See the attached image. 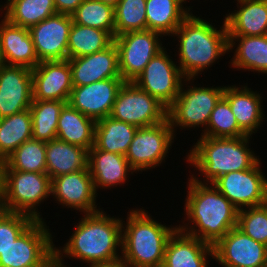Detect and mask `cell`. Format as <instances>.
<instances>
[{
	"label": "cell",
	"mask_w": 267,
	"mask_h": 267,
	"mask_svg": "<svg viewBox=\"0 0 267 267\" xmlns=\"http://www.w3.org/2000/svg\"><path fill=\"white\" fill-rule=\"evenodd\" d=\"M73 23L107 31L115 37L114 8L97 0H84L71 14Z\"/></svg>",
	"instance_id": "obj_35"
},
{
	"label": "cell",
	"mask_w": 267,
	"mask_h": 267,
	"mask_svg": "<svg viewBox=\"0 0 267 267\" xmlns=\"http://www.w3.org/2000/svg\"><path fill=\"white\" fill-rule=\"evenodd\" d=\"M68 60L73 87L108 78H122L119 72L118 49L114 42L102 51Z\"/></svg>",
	"instance_id": "obj_20"
},
{
	"label": "cell",
	"mask_w": 267,
	"mask_h": 267,
	"mask_svg": "<svg viewBox=\"0 0 267 267\" xmlns=\"http://www.w3.org/2000/svg\"><path fill=\"white\" fill-rule=\"evenodd\" d=\"M4 8L3 18L27 29L57 13L54 0H8Z\"/></svg>",
	"instance_id": "obj_32"
},
{
	"label": "cell",
	"mask_w": 267,
	"mask_h": 267,
	"mask_svg": "<svg viewBox=\"0 0 267 267\" xmlns=\"http://www.w3.org/2000/svg\"><path fill=\"white\" fill-rule=\"evenodd\" d=\"M71 15L56 13L30 27L39 61L67 60Z\"/></svg>",
	"instance_id": "obj_15"
},
{
	"label": "cell",
	"mask_w": 267,
	"mask_h": 267,
	"mask_svg": "<svg viewBox=\"0 0 267 267\" xmlns=\"http://www.w3.org/2000/svg\"><path fill=\"white\" fill-rule=\"evenodd\" d=\"M258 161L248 170L229 172L217 178L213 185L237 210L260 206L267 201V179Z\"/></svg>",
	"instance_id": "obj_13"
},
{
	"label": "cell",
	"mask_w": 267,
	"mask_h": 267,
	"mask_svg": "<svg viewBox=\"0 0 267 267\" xmlns=\"http://www.w3.org/2000/svg\"><path fill=\"white\" fill-rule=\"evenodd\" d=\"M239 41L231 64L234 68L267 74V35H228V51Z\"/></svg>",
	"instance_id": "obj_28"
},
{
	"label": "cell",
	"mask_w": 267,
	"mask_h": 267,
	"mask_svg": "<svg viewBox=\"0 0 267 267\" xmlns=\"http://www.w3.org/2000/svg\"><path fill=\"white\" fill-rule=\"evenodd\" d=\"M206 129V130H205ZM201 136L214 138H237L247 136L239 127L235 115L231 111L229 102L222 97L216 104Z\"/></svg>",
	"instance_id": "obj_37"
},
{
	"label": "cell",
	"mask_w": 267,
	"mask_h": 267,
	"mask_svg": "<svg viewBox=\"0 0 267 267\" xmlns=\"http://www.w3.org/2000/svg\"><path fill=\"white\" fill-rule=\"evenodd\" d=\"M128 216L126 229L122 226L121 259L130 267H162L167 241L178 227L158 223L144 209Z\"/></svg>",
	"instance_id": "obj_4"
},
{
	"label": "cell",
	"mask_w": 267,
	"mask_h": 267,
	"mask_svg": "<svg viewBox=\"0 0 267 267\" xmlns=\"http://www.w3.org/2000/svg\"><path fill=\"white\" fill-rule=\"evenodd\" d=\"M29 215L5 211L0 216V253H3L33 222Z\"/></svg>",
	"instance_id": "obj_40"
},
{
	"label": "cell",
	"mask_w": 267,
	"mask_h": 267,
	"mask_svg": "<svg viewBox=\"0 0 267 267\" xmlns=\"http://www.w3.org/2000/svg\"><path fill=\"white\" fill-rule=\"evenodd\" d=\"M32 100V70L0 62V118L29 109Z\"/></svg>",
	"instance_id": "obj_17"
},
{
	"label": "cell",
	"mask_w": 267,
	"mask_h": 267,
	"mask_svg": "<svg viewBox=\"0 0 267 267\" xmlns=\"http://www.w3.org/2000/svg\"><path fill=\"white\" fill-rule=\"evenodd\" d=\"M137 129L107 116L95 124L94 146L101 151L125 156Z\"/></svg>",
	"instance_id": "obj_29"
},
{
	"label": "cell",
	"mask_w": 267,
	"mask_h": 267,
	"mask_svg": "<svg viewBox=\"0 0 267 267\" xmlns=\"http://www.w3.org/2000/svg\"><path fill=\"white\" fill-rule=\"evenodd\" d=\"M165 49L150 60L133 83L168 108L178 96L182 81L192 78L182 75L179 66L173 63Z\"/></svg>",
	"instance_id": "obj_11"
},
{
	"label": "cell",
	"mask_w": 267,
	"mask_h": 267,
	"mask_svg": "<svg viewBox=\"0 0 267 267\" xmlns=\"http://www.w3.org/2000/svg\"><path fill=\"white\" fill-rule=\"evenodd\" d=\"M73 89L69 60L40 61L32 69L33 100L68 102Z\"/></svg>",
	"instance_id": "obj_18"
},
{
	"label": "cell",
	"mask_w": 267,
	"mask_h": 267,
	"mask_svg": "<svg viewBox=\"0 0 267 267\" xmlns=\"http://www.w3.org/2000/svg\"><path fill=\"white\" fill-rule=\"evenodd\" d=\"M123 78H108L73 87L68 103L95 122L110 115Z\"/></svg>",
	"instance_id": "obj_16"
},
{
	"label": "cell",
	"mask_w": 267,
	"mask_h": 267,
	"mask_svg": "<svg viewBox=\"0 0 267 267\" xmlns=\"http://www.w3.org/2000/svg\"><path fill=\"white\" fill-rule=\"evenodd\" d=\"M185 211L187 219L193 222L188 228L178 226L186 234L214 246L232 228L237 226V208L213 185L202 183L190 177ZM198 227V229H195ZM191 227V228H190Z\"/></svg>",
	"instance_id": "obj_1"
},
{
	"label": "cell",
	"mask_w": 267,
	"mask_h": 267,
	"mask_svg": "<svg viewBox=\"0 0 267 267\" xmlns=\"http://www.w3.org/2000/svg\"><path fill=\"white\" fill-rule=\"evenodd\" d=\"M256 93L247 86L240 89L234 85L226 86L223 94V97L229 102L239 127L250 136L257 131L256 128L261 127L260 124L265 116L261 107V94Z\"/></svg>",
	"instance_id": "obj_24"
},
{
	"label": "cell",
	"mask_w": 267,
	"mask_h": 267,
	"mask_svg": "<svg viewBox=\"0 0 267 267\" xmlns=\"http://www.w3.org/2000/svg\"><path fill=\"white\" fill-rule=\"evenodd\" d=\"M84 0H54L57 13L71 15Z\"/></svg>",
	"instance_id": "obj_41"
},
{
	"label": "cell",
	"mask_w": 267,
	"mask_h": 267,
	"mask_svg": "<svg viewBox=\"0 0 267 267\" xmlns=\"http://www.w3.org/2000/svg\"><path fill=\"white\" fill-rule=\"evenodd\" d=\"M113 42L114 38L107 31L73 23L68 39V59L102 51Z\"/></svg>",
	"instance_id": "obj_33"
},
{
	"label": "cell",
	"mask_w": 267,
	"mask_h": 267,
	"mask_svg": "<svg viewBox=\"0 0 267 267\" xmlns=\"http://www.w3.org/2000/svg\"><path fill=\"white\" fill-rule=\"evenodd\" d=\"M96 122L66 103L59 116L57 139L90 150L94 146Z\"/></svg>",
	"instance_id": "obj_27"
},
{
	"label": "cell",
	"mask_w": 267,
	"mask_h": 267,
	"mask_svg": "<svg viewBox=\"0 0 267 267\" xmlns=\"http://www.w3.org/2000/svg\"><path fill=\"white\" fill-rule=\"evenodd\" d=\"M122 226L121 219L106 216L102 210L86 213L62 253L87 261L90 267L121 260L116 251L122 246Z\"/></svg>",
	"instance_id": "obj_2"
},
{
	"label": "cell",
	"mask_w": 267,
	"mask_h": 267,
	"mask_svg": "<svg viewBox=\"0 0 267 267\" xmlns=\"http://www.w3.org/2000/svg\"><path fill=\"white\" fill-rule=\"evenodd\" d=\"M46 173L51 179L88 168L89 151L59 139L46 142Z\"/></svg>",
	"instance_id": "obj_26"
},
{
	"label": "cell",
	"mask_w": 267,
	"mask_h": 267,
	"mask_svg": "<svg viewBox=\"0 0 267 267\" xmlns=\"http://www.w3.org/2000/svg\"><path fill=\"white\" fill-rule=\"evenodd\" d=\"M250 135L237 138L201 136L190 150L187 161L204 174L210 185L229 172L248 170L259 158L250 151ZM248 143V144H247Z\"/></svg>",
	"instance_id": "obj_5"
},
{
	"label": "cell",
	"mask_w": 267,
	"mask_h": 267,
	"mask_svg": "<svg viewBox=\"0 0 267 267\" xmlns=\"http://www.w3.org/2000/svg\"><path fill=\"white\" fill-rule=\"evenodd\" d=\"M224 267H267V246L237 226L213 246V258Z\"/></svg>",
	"instance_id": "obj_14"
},
{
	"label": "cell",
	"mask_w": 267,
	"mask_h": 267,
	"mask_svg": "<svg viewBox=\"0 0 267 267\" xmlns=\"http://www.w3.org/2000/svg\"><path fill=\"white\" fill-rule=\"evenodd\" d=\"M240 9L225 17L228 35H267V0H237Z\"/></svg>",
	"instance_id": "obj_25"
},
{
	"label": "cell",
	"mask_w": 267,
	"mask_h": 267,
	"mask_svg": "<svg viewBox=\"0 0 267 267\" xmlns=\"http://www.w3.org/2000/svg\"><path fill=\"white\" fill-rule=\"evenodd\" d=\"M44 267H60L55 257H53Z\"/></svg>",
	"instance_id": "obj_45"
},
{
	"label": "cell",
	"mask_w": 267,
	"mask_h": 267,
	"mask_svg": "<svg viewBox=\"0 0 267 267\" xmlns=\"http://www.w3.org/2000/svg\"><path fill=\"white\" fill-rule=\"evenodd\" d=\"M6 211L4 206L3 187L0 181V216Z\"/></svg>",
	"instance_id": "obj_44"
},
{
	"label": "cell",
	"mask_w": 267,
	"mask_h": 267,
	"mask_svg": "<svg viewBox=\"0 0 267 267\" xmlns=\"http://www.w3.org/2000/svg\"><path fill=\"white\" fill-rule=\"evenodd\" d=\"M96 193L89 167L51 179V195L55 196L56 201L85 214L99 211L95 202Z\"/></svg>",
	"instance_id": "obj_19"
},
{
	"label": "cell",
	"mask_w": 267,
	"mask_h": 267,
	"mask_svg": "<svg viewBox=\"0 0 267 267\" xmlns=\"http://www.w3.org/2000/svg\"><path fill=\"white\" fill-rule=\"evenodd\" d=\"M46 142L29 139L20 145L4 162L23 172L46 173Z\"/></svg>",
	"instance_id": "obj_36"
},
{
	"label": "cell",
	"mask_w": 267,
	"mask_h": 267,
	"mask_svg": "<svg viewBox=\"0 0 267 267\" xmlns=\"http://www.w3.org/2000/svg\"><path fill=\"white\" fill-rule=\"evenodd\" d=\"M179 38V68L185 78H194L228 51L227 27L217 30L190 13L172 34Z\"/></svg>",
	"instance_id": "obj_3"
},
{
	"label": "cell",
	"mask_w": 267,
	"mask_h": 267,
	"mask_svg": "<svg viewBox=\"0 0 267 267\" xmlns=\"http://www.w3.org/2000/svg\"><path fill=\"white\" fill-rule=\"evenodd\" d=\"M109 116L141 128L165 121L167 108L133 82H124L118 90Z\"/></svg>",
	"instance_id": "obj_9"
},
{
	"label": "cell",
	"mask_w": 267,
	"mask_h": 267,
	"mask_svg": "<svg viewBox=\"0 0 267 267\" xmlns=\"http://www.w3.org/2000/svg\"><path fill=\"white\" fill-rule=\"evenodd\" d=\"M88 167L94 188H109L127 180V173L133 169L124 155L101 151L95 146L89 150Z\"/></svg>",
	"instance_id": "obj_23"
},
{
	"label": "cell",
	"mask_w": 267,
	"mask_h": 267,
	"mask_svg": "<svg viewBox=\"0 0 267 267\" xmlns=\"http://www.w3.org/2000/svg\"><path fill=\"white\" fill-rule=\"evenodd\" d=\"M68 102L56 100H32V138L49 142L57 138V126L60 112Z\"/></svg>",
	"instance_id": "obj_34"
},
{
	"label": "cell",
	"mask_w": 267,
	"mask_h": 267,
	"mask_svg": "<svg viewBox=\"0 0 267 267\" xmlns=\"http://www.w3.org/2000/svg\"><path fill=\"white\" fill-rule=\"evenodd\" d=\"M51 238L44 220H35L0 253V267H44L54 257Z\"/></svg>",
	"instance_id": "obj_7"
},
{
	"label": "cell",
	"mask_w": 267,
	"mask_h": 267,
	"mask_svg": "<svg viewBox=\"0 0 267 267\" xmlns=\"http://www.w3.org/2000/svg\"><path fill=\"white\" fill-rule=\"evenodd\" d=\"M168 119L152 126L138 128L125 154L133 171L159 166L174 139Z\"/></svg>",
	"instance_id": "obj_12"
},
{
	"label": "cell",
	"mask_w": 267,
	"mask_h": 267,
	"mask_svg": "<svg viewBox=\"0 0 267 267\" xmlns=\"http://www.w3.org/2000/svg\"><path fill=\"white\" fill-rule=\"evenodd\" d=\"M0 181L6 211L26 214L35 220H42L41 215L36 211V206L51 194V178L47 173L12 170L2 162Z\"/></svg>",
	"instance_id": "obj_6"
},
{
	"label": "cell",
	"mask_w": 267,
	"mask_h": 267,
	"mask_svg": "<svg viewBox=\"0 0 267 267\" xmlns=\"http://www.w3.org/2000/svg\"><path fill=\"white\" fill-rule=\"evenodd\" d=\"M60 252H62V249L61 250H59V249H57L56 247H54V257L56 258V260H57V263H58V265L60 266V267H67V266H65L63 263V254L62 253H60ZM61 255V256H60Z\"/></svg>",
	"instance_id": "obj_43"
},
{
	"label": "cell",
	"mask_w": 267,
	"mask_h": 267,
	"mask_svg": "<svg viewBox=\"0 0 267 267\" xmlns=\"http://www.w3.org/2000/svg\"><path fill=\"white\" fill-rule=\"evenodd\" d=\"M159 37H162L161 33L148 29L114 37L119 72L125 82H133L150 60L164 49Z\"/></svg>",
	"instance_id": "obj_10"
},
{
	"label": "cell",
	"mask_w": 267,
	"mask_h": 267,
	"mask_svg": "<svg viewBox=\"0 0 267 267\" xmlns=\"http://www.w3.org/2000/svg\"><path fill=\"white\" fill-rule=\"evenodd\" d=\"M32 138L30 109L0 118V163L20 145Z\"/></svg>",
	"instance_id": "obj_31"
},
{
	"label": "cell",
	"mask_w": 267,
	"mask_h": 267,
	"mask_svg": "<svg viewBox=\"0 0 267 267\" xmlns=\"http://www.w3.org/2000/svg\"><path fill=\"white\" fill-rule=\"evenodd\" d=\"M92 267H130L126 262H124L122 259L112 262V263H107V264H101V265H95Z\"/></svg>",
	"instance_id": "obj_42"
},
{
	"label": "cell",
	"mask_w": 267,
	"mask_h": 267,
	"mask_svg": "<svg viewBox=\"0 0 267 267\" xmlns=\"http://www.w3.org/2000/svg\"><path fill=\"white\" fill-rule=\"evenodd\" d=\"M183 84L175 101L167 108V119L172 130L176 125L184 129L207 126L211 112L223 97L225 87L188 86L190 89L184 90Z\"/></svg>",
	"instance_id": "obj_8"
},
{
	"label": "cell",
	"mask_w": 267,
	"mask_h": 267,
	"mask_svg": "<svg viewBox=\"0 0 267 267\" xmlns=\"http://www.w3.org/2000/svg\"><path fill=\"white\" fill-rule=\"evenodd\" d=\"M0 24V62L35 68L39 63L33 40L27 28L13 25L6 18Z\"/></svg>",
	"instance_id": "obj_21"
},
{
	"label": "cell",
	"mask_w": 267,
	"mask_h": 267,
	"mask_svg": "<svg viewBox=\"0 0 267 267\" xmlns=\"http://www.w3.org/2000/svg\"><path fill=\"white\" fill-rule=\"evenodd\" d=\"M247 209L238 210L237 227L250 238L267 246V204Z\"/></svg>",
	"instance_id": "obj_39"
},
{
	"label": "cell",
	"mask_w": 267,
	"mask_h": 267,
	"mask_svg": "<svg viewBox=\"0 0 267 267\" xmlns=\"http://www.w3.org/2000/svg\"><path fill=\"white\" fill-rule=\"evenodd\" d=\"M114 14L115 36L147 29L146 0H119Z\"/></svg>",
	"instance_id": "obj_38"
},
{
	"label": "cell",
	"mask_w": 267,
	"mask_h": 267,
	"mask_svg": "<svg viewBox=\"0 0 267 267\" xmlns=\"http://www.w3.org/2000/svg\"><path fill=\"white\" fill-rule=\"evenodd\" d=\"M179 2L183 5L186 2V0H179Z\"/></svg>",
	"instance_id": "obj_47"
},
{
	"label": "cell",
	"mask_w": 267,
	"mask_h": 267,
	"mask_svg": "<svg viewBox=\"0 0 267 267\" xmlns=\"http://www.w3.org/2000/svg\"><path fill=\"white\" fill-rule=\"evenodd\" d=\"M179 0H146L147 29L166 36L173 34L190 14Z\"/></svg>",
	"instance_id": "obj_30"
},
{
	"label": "cell",
	"mask_w": 267,
	"mask_h": 267,
	"mask_svg": "<svg viewBox=\"0 0 267 267\" xmlns=\"http://www.w3.org/2000/svg\"><path fill=\"white\" fill-rule=\"evenodd\" d=\"M208 255L213 257V246L177 228L167 241L162 267H208Z\"/></svg>",
	"instance_id": "obj_22"
},
{
	"label": "cell",
	"mask_w": 267,
	"mask_h": 267,
	"mask_svg": "<svg viewBox=\"0 0 267 267\" xmlns=\"http://www.w3.org/2000/svg\"><path fill=\"white\" fill-rule=\"evenodd\" d=\"M97 1H101L105 4H108L110 6H112L113 8L117 5V3L119 2V0H97Z\"/></svg>",
	"instance_id": "obj_46"
}]
</instances>
